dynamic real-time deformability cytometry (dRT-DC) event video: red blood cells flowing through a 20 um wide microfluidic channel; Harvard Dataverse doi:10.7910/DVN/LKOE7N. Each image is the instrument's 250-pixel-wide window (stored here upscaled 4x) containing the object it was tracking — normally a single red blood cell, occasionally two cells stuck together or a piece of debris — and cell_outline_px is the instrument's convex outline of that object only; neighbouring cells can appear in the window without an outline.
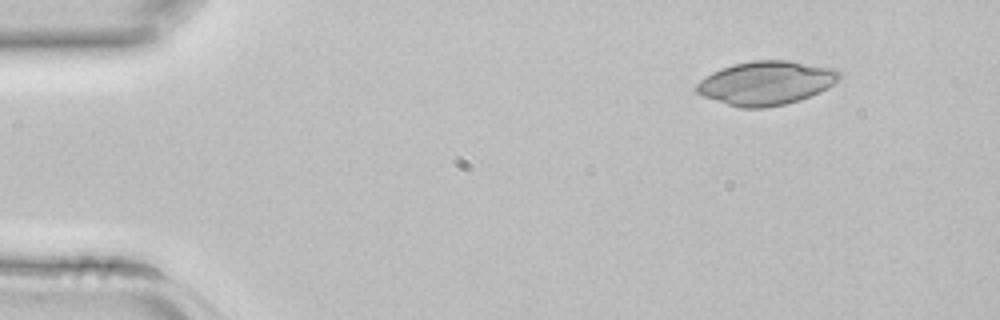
{"species": "common noctule bat (a hibernating species)", "species_latin": "Nyctalus noctula", "temperature_condition": "room temperature", "stored_images_in_passage": 2, "camera_frame_rate_fps": 3000, "um_per_image_px": 0.085, "animal": {"sex": "female", "body_mass_g": 22.7, "forearm_length_mm": 54.2}, "frame": {"image": 1, "passage_image": 1, "time_ms": 0.0, "image_size_px": [1000, 320], "cell_outline_px": [[840, 80], [820, 92], [800, 100], [784, 104], [764, 108], [740, 108], [704, 96], [696, 92], [696, 84], [704, 76], [712, 72], [732, 64], [752, 60], [788, 60], [836, 68], [840, 72]], "centroid_in_image_um": [65.14, 7.04], "position_along_channel_um": 19.9, "area_um2": 36.59}}